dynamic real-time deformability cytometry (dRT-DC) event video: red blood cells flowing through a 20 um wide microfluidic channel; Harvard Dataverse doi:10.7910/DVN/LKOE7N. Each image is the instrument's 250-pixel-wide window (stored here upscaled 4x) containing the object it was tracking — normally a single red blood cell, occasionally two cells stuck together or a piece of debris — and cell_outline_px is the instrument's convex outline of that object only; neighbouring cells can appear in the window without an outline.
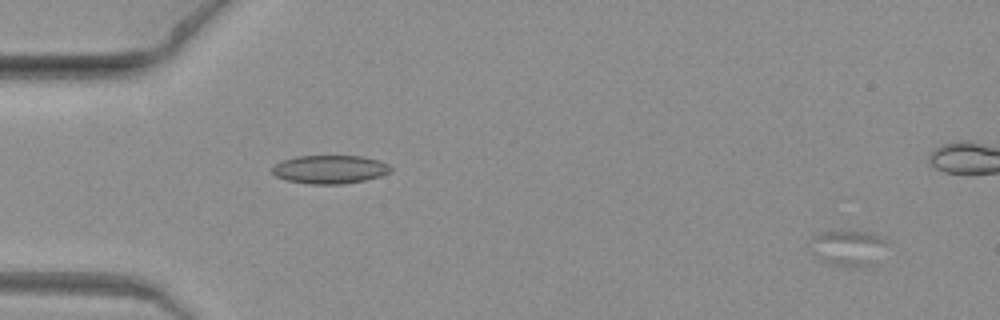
{"species": "common noctule bat (a hibernating species)", "species_latin": "Nyctalus noctula", "temperature_condition": "warm", "stored_images_in_passage": 7, "segment_of_instrument_passage": [1, 2], "camera_frame_rate_fps": 3000, "um_per_image_px": 0.085, "animal": {"sex": "female", "body_mass_g": 19.3, "forearm_length_mm": 54.1}, "frame": {"image": 1, "passage_image": 1, "time_ms": 0.0, "image_size_px": [1000, 320], "cell_outline_px": [[888, 240], [880, 264], [864, 268], [844, 268], [824, 264], [812, 252], [808, 244], [808, 240], [812, 236], [820, 232], [864, 232], [880, 236]], "centroid_in_image_um": [72.11, 21.16], "position_along_channel_um": 12.9, "area_um2": 17.05}}
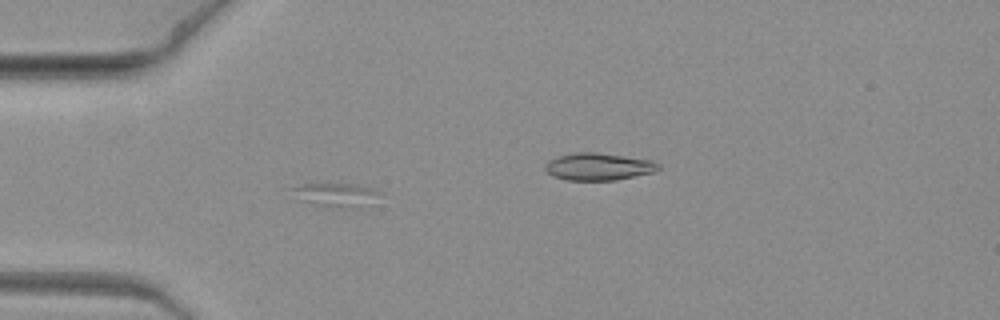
{"frame": {"image": 2, "passage_image": 6, "time_ms": 1.667, "image_size_px": [1000, 320], "cell_outline_px": [[380, 192], [352, 208], [332, 208], [296, 200], [284, 188], [304, 184], [348, 184], [368, 188]], "centroid_in_image_um": [28.19, 16.55], "position_along_channel_um": 56.8, "area_um2": 11.68}}